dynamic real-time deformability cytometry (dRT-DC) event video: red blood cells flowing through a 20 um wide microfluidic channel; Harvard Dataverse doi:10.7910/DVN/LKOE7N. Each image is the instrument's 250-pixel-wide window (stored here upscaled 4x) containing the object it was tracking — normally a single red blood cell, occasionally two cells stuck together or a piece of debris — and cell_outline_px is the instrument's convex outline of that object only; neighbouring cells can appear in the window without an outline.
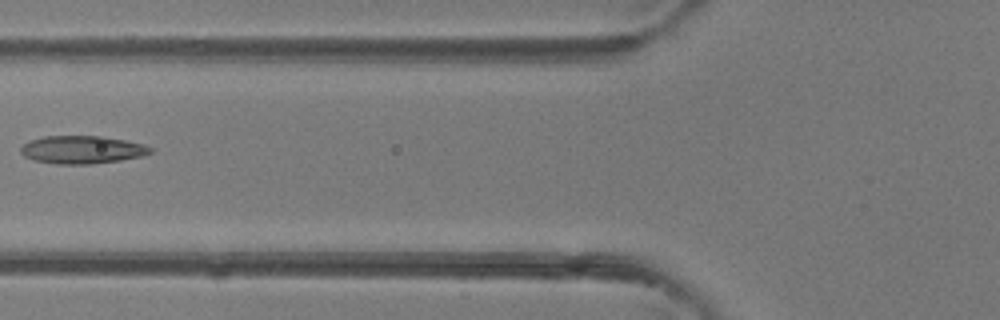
{"species": "common noctule bat (a hibernating species)", "species_latin": "Nyctalus noctula", "temperature_condition": "room temperature", "stored_images_in_passage": 5, "camera_frame_rate_fps": 3000, "um_per_image_px": 0.085, "animal": {"sex": "female"}, "frame": {"image": 1, "passage_image": 5, "time_ms": 4.667, "image_size_px": [1000, 320], "cell_outline_px": [[152, 152], [144, 156], [120, 160], [92, 164], [56, 164], [32, 160], [24, 156], [20, 152], [20, 148], [24, 144], [32, 140], [44, 136], [104, 136], [128, 140], [144, 144], [152, 148]], "centroid_in_image_um": [7.01, 12.72], "position_along_channel_um": 118.8, "area_um2": 21.27}}